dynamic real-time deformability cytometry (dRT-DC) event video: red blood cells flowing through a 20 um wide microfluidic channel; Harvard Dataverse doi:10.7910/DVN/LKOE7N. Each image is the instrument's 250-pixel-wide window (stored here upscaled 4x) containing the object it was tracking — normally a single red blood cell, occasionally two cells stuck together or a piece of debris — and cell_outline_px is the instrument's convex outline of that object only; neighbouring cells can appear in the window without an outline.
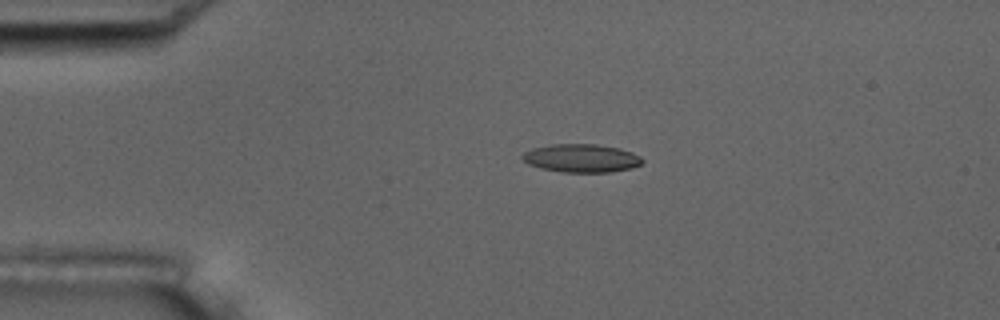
{"species": "common noctule bat (a hibernating species)", "species_latin": "Nyctalus noctula", "temperature_condition": "room temperature", "stored_images_in_passage": 54, "camera_frame_rate_fps": 3000, "um_per_image_px": 0.085, "animal": {"sex": "male", "body_mass_g": 17.5, "forearm_length_mm": 52.3}, "frame": {"image": 1, "passage_image": 12, "time_ms": 3.667, "image_size_px": [1000, 320], "cell_outline_px": [[644, 160], [640, 164], [632, 168], [612, 172], [560, 172], [540, 168], [528, 164], [520, 156], [524, 152], [532, 148], [552, 144], [596, 144], [620, 148], [632, 152], [640, 156]], "centroid_in_image_um": [49.41, 13.44], "position_along_channel_um": 35.6, "area_um2": 19.88}}
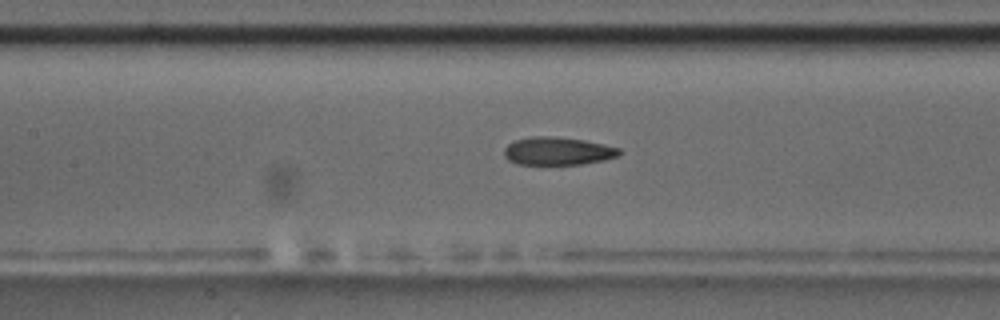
{"frame": {"image": 2, "passage_image": 25, "time_ms": 8.0, "image_size_px": [1000, 320], "cell_outline_px": [[624, 152], [620, 156], [604, 160], [580, 164], [516, 164], [508, 160], [504, 156], [504, 148], [512, 140], [532, 136], [556, 136], [584, 140], [604, 144], [620, 148]], "centroid_in_image_um": [47.42, 12.83], "position_along_channel_um": 160.0, "area_um2": 19.07}}
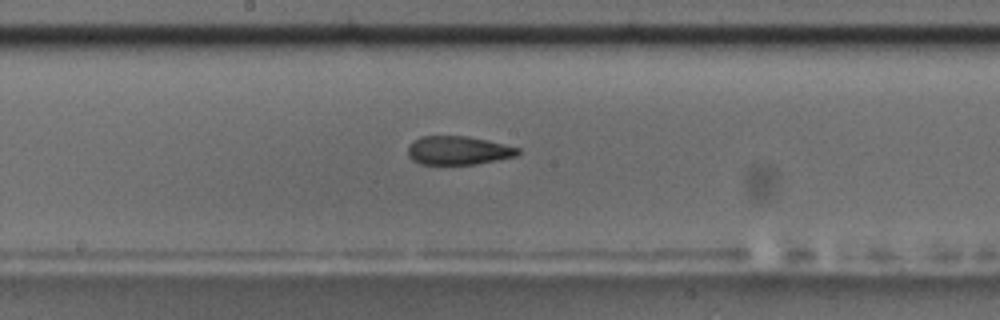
{"frame": {"image": 3, "passage_image": 29, "time_ms": 9.333, "image_size_px": [1000, 320], "cell_outline_px": [[520, 152], [516, 156], [476, 164], [420, 164], [412, 160], [408, 156], [408, 144], [412, 140], [420, 136], [468, 136], [488, 140], [520, 148]], "centroid_in_image_um": [38.92, 12.78], "position_along_channel_um": 209.3, "area_um2": 18.5}, "authors_computed_cell_mechanics": {"area_um2": 19.1318, "velocity_mm_per_s": 3.725, "shape_relaxation_time_tau1_ms": 9.1756, "shape_relaxation_time_tau2_ms": 2.8483, "deformation_change_tau1": 0.2234, "deformation_change_tau2": 0.1175}}